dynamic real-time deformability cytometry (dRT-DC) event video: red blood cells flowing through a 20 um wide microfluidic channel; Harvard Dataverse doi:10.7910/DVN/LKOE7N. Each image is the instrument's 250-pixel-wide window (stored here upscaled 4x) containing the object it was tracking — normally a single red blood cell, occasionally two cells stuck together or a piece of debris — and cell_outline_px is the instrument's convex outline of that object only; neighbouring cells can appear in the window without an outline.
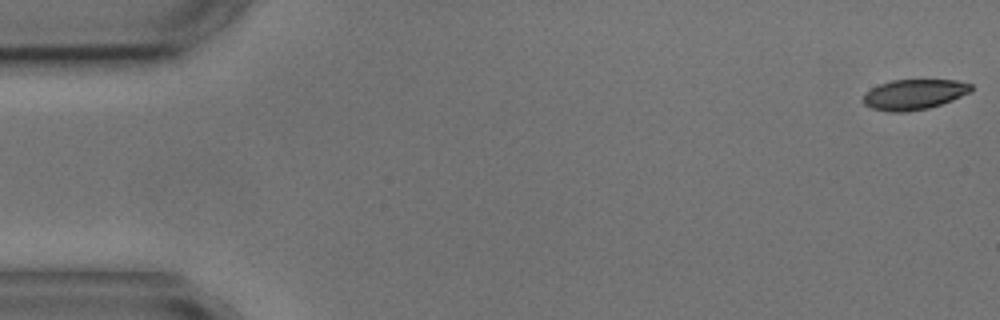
{"species": "common noctule bat (a hibernating species)", "species_latin": "Nyctalus noctula", "temperature_condition": "cold", "stored_images_in_passage": 5, "camera_frame_rate_fps": 3000, "um_per_image_px": 0.085, "animal": {"sex": "male", "body_mass_g": 17.9, "forearm_length_mm": 54.2}, "frame": {"image": 1, "passage_image": 1, "time_ms": 0.0, "image_size_px": [1000, 320], "cell_outline_px": [[972, 92], [952, 100], [928, 108], [904, 112], [888, 112], [872, 108], [864, 104], [864, 92], [880, 84], [892, 80], [956, 80], [972, 84]], "centroid_in_image_um": [77.71, 8.02], "position_along_channel_um": 7.3, "area_um2": 19.02}}
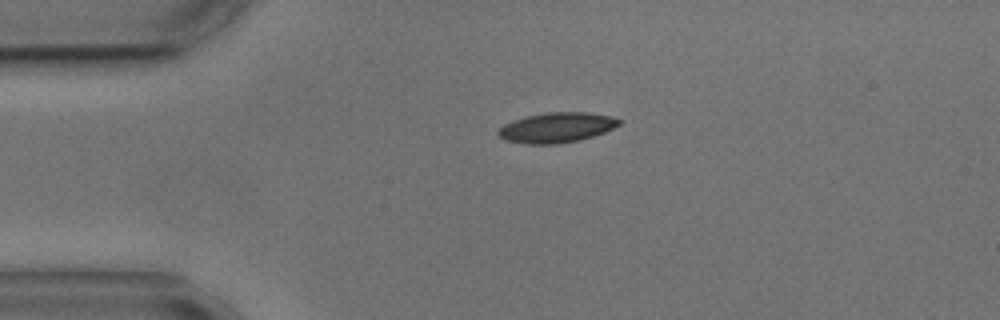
{"frame": {"image": 2, "passage_image": 4, "time_ms": 3.667, "image_size_px": [1000, 320], "cell_outline_px": [[620, 124], [604, 132], [580, 140], [560, 144], [524, 144], [504, 140], [496, 132], [504, 124], [528, 116], [548, 112], [588, 112], [608, 116], [620, 120]], "centroid_in_image_um": [47.29, 10.86], "position_along_channel_um": 37.7, "area_um2": 20.98}}